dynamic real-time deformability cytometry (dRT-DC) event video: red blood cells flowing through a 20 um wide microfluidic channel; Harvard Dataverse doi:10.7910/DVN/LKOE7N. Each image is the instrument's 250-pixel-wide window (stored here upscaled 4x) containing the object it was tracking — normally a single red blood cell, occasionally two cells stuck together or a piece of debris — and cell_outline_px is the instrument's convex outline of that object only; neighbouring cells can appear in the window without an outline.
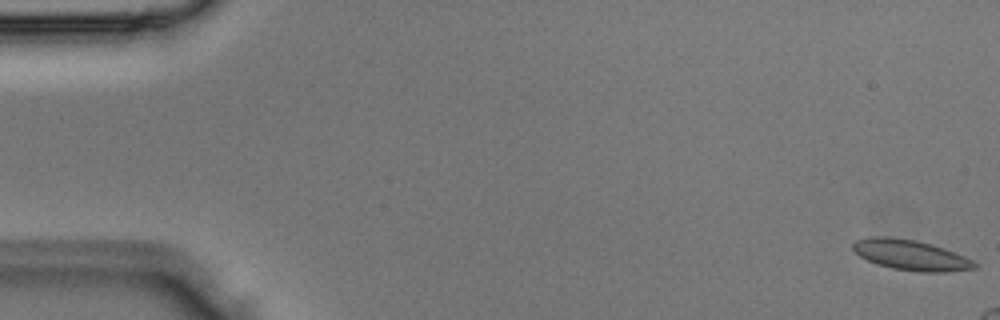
{"species": "Egyptian fruit bat (a non-hibernating species)", "species_latin": "Rousettus aegyptiacus", "temperature_condition": "room temperature", "stored_images_in_passage": 4, "camera_frame_rate_fps": 3000, "um_per_image_px": 0.085, "animal": {"sex": "male"}, "frame": {"image": 1, "passage_image": 1, "time_ms": 0.0, "image_size_px": [1000, 320], "cell_outline_px": [[976, 268], [948, 272], [920, 272], [892, 268], [868, 260], [860, 256], [852, 248], [852, 244], [856, 240], [872, 236], [888, 236], [916, 240], [944, 248], [964, 256], [972, 260], [976, 264]], "centroid_in_image_um": [77.41, 21.67], "position_along_channel_um": 7.6, "area_um2": 21.33}}